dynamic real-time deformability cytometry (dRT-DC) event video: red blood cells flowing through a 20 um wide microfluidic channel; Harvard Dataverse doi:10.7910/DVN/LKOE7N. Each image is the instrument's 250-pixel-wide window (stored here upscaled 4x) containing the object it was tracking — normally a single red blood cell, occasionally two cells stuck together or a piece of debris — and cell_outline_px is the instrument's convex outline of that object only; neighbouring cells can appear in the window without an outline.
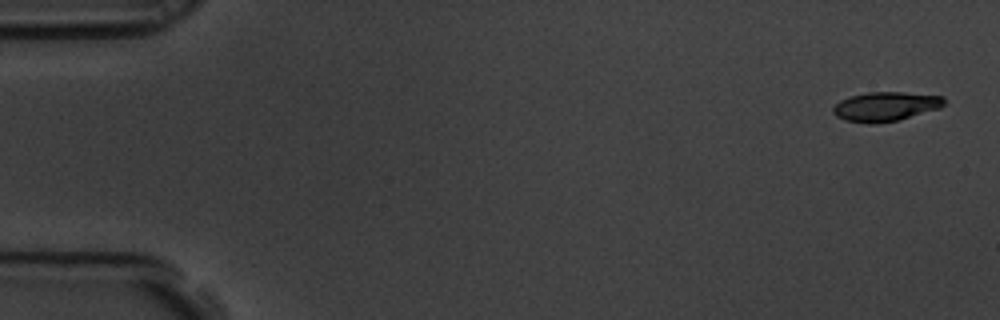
{"species": "common noctule bat (a hibernating species)", "species_latin": "Nyctalus noctula", "temperature_condition": "room temperature", "stored_images_in_passage": 8, "camera_frame_rate_fps": 3000, "um_per_image_px": 0.085, "animal": {"sex": "male", "body_mass_g": 19.5, "forearm_length_mm": 54.6}, "frame": {"image": 1, "passage_image": 1, "time_ms": 0.0, "image_size_px": [1000, 320], "cell_outline_px": [[944, 104], [940, 108], [900, 120], [872, 124], [868, 124], [844, 120], [836, 116], [832, 112], [832, 108], [840, 100], [852, 96], [868, 92], [904, 92], [944, 96]], "centroid_in_image_um": [75.27, 9.06], "position_along_channel_um": 9.7, "area_um2": 19.07}}
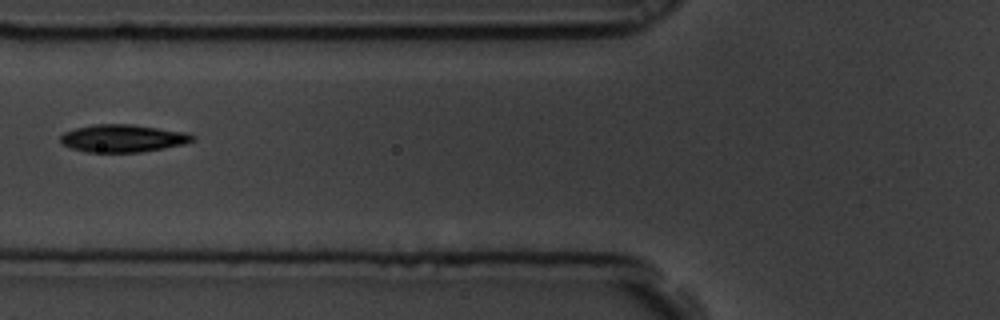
{"frame": {"image": 2, "passage_image": 7, "time_ms": 2.0, "image_size_px": [1000, 320], "cell_outline_px": [[196, 140], [184, 144], [164, 148], [140, 152], [88, 152], [72, 148], [64, 144], [60, 140], [60, 136], [64, 132], [76, 128], [92, 124], [132, 124], [188, 132], [196, 136]], "centroid_in_image_um": [10.5, 11.75], "position_along_channel_um": 115.3, "area_um2": 21.33}}
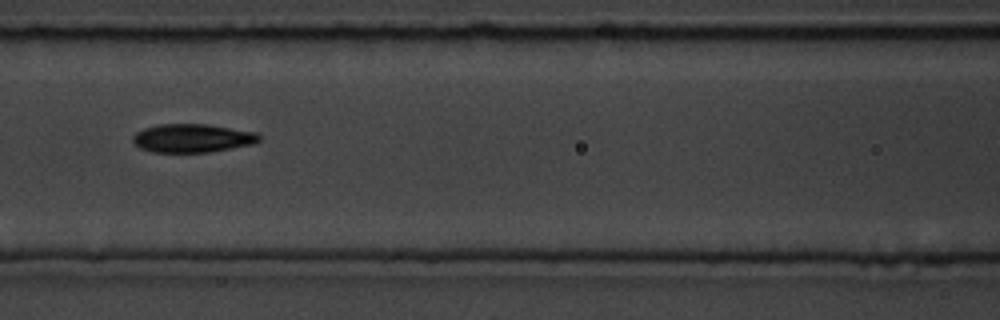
{"frame": {"image": 3, "passage_image": 8, "time_ms": 2.333, "image_size_px": [1000, 320], "cell_outline_px": [[260, 140], [252, 144], [208, 152], [152, 152], [140, 148], [132, 140], [132, 136], [136, 132], [144, 128], [160, 124], [208, 124], [256, 132], [260, 136]], "centroid_in_image_um": [16.33, 11.74], "position_along_channel_um": 150.3, "area_um2": 20.87}}